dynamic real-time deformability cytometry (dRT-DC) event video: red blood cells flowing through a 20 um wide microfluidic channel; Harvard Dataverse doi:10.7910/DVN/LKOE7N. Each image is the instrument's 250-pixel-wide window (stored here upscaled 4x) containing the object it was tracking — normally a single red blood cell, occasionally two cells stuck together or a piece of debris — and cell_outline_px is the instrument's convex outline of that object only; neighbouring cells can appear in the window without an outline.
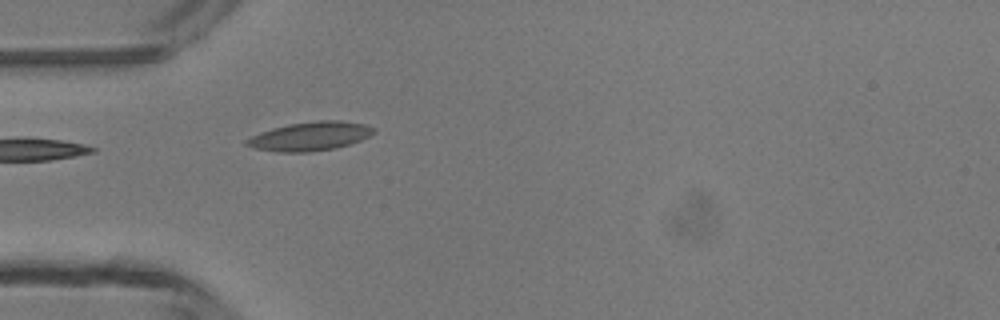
{"species": "common noctule bat (a hibernating species)", "species_latin": "Nyctalus noctula", "temperature_condition": "room temperature", "stored_images_in_passage": 4, "camera_frame_rate_fps": 3000, "um_per_image_px": 0.085, "animal": {"sex": "male", "body_mass_g": 13.3}, "frame": {"image": 1, "passage_image": 4, "time_ms": 3.333, "image_size_px": [1000, 320], "cell_outline_px": [[376, 132], [360, 140], [336, 148], [308, 152], [276, 152], [256, 148], [244, 144], [244, 140], [260, 132], [272, 128], [288, 124], [320, 120], [344, 120], [364, 124], [376, 128]], "centroid_in_image_um": [26.36, 11.57], "position_along_channel_um": 58.6, "area_um2": 21.39}}